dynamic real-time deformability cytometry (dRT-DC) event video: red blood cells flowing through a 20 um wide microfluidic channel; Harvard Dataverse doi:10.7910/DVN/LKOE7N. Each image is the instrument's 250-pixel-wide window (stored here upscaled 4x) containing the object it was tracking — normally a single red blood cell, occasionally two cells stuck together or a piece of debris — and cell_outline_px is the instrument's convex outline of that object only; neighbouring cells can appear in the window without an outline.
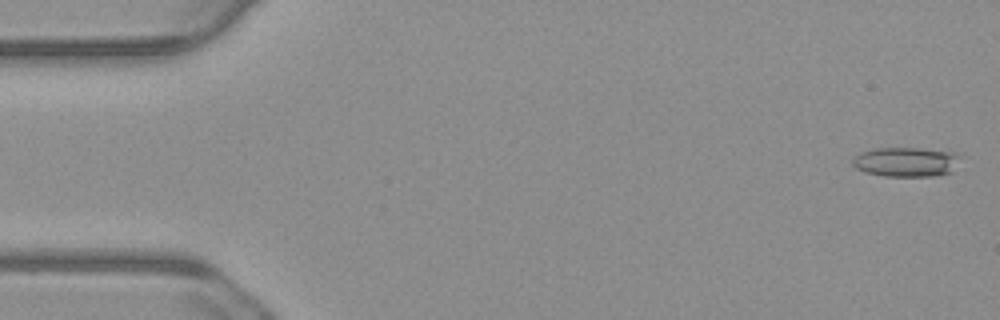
{"species": "common noctule bat (a hibernating species)", "species_latin": "Nyctalus noctula", "temperature_condition": "warm", "stored_images_in_passage": 54, "camera_frame_rate_fps": 3000, "um_per_image_px": 0.085, "animal": {"sex": "male", "body_mass_g": 23.1, "forearm_length_mm": 52.7}, "frame": {"image": 1, "passage_image": 2, "time_ms": 0.333, "image_size_px": [1000, 320], "cell_outline_px": [[960, 156], [952, 172], [936, 176], [884, 176], [864, 172], [856, 168], [852, 164], [852, 160], [860, 152], [872, 148], [920, 148], [952, 152]], "centroid_in_image_um": [76.98, 13.76], "position_along_channel_um": 8.0, "area_um2": 18.55}}
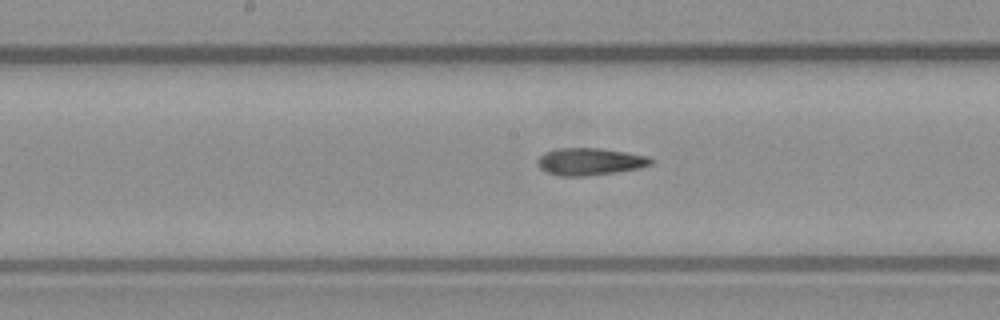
{"frame": {"image": 2, "passage_image": 28, "time_ms": 9.0, "image_size_px": [1000, 320], "cell_outline_px": [[656, 160], [652, 164], [640, 168], [584, 176], [560, 176], [548, 172], [540, 168], [536, 164], [536, 160], [544, 152], [556, 148], [600, 148], [628, 152], [648, 156]], "centroid_in_image_um": [50.14, 13.72], "position_along_channel_um": 198.1, "area_um2": 18.09}}
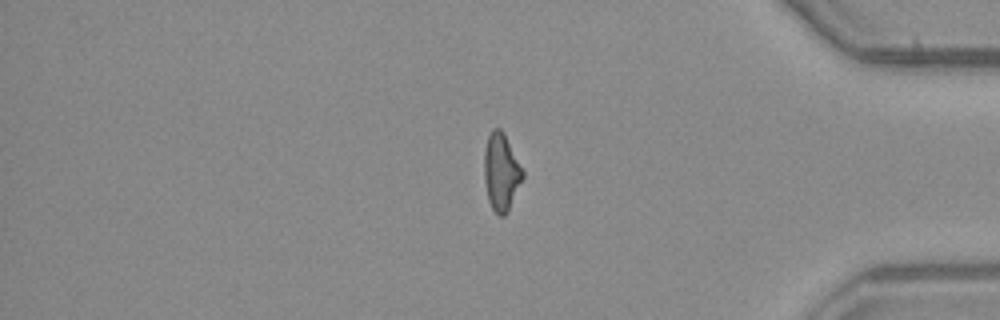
{"frame": {"image": 3, "passage_image": 46, "time_ms": 15.0, "image_size_px": [1000, 320], "cell_outline_px": [[524, 176], [508, 212], [504, 216], [500, 216], [492, 208], [488, 200], [484, 180], [484, 152], [488, 136], [492, 128], [500, 128], [504, 132], [524, 172]], "centroid_in_image_um": [42.6, 14.62], "position_along_channel_um": 392.6, "area_um2": 17.4}}